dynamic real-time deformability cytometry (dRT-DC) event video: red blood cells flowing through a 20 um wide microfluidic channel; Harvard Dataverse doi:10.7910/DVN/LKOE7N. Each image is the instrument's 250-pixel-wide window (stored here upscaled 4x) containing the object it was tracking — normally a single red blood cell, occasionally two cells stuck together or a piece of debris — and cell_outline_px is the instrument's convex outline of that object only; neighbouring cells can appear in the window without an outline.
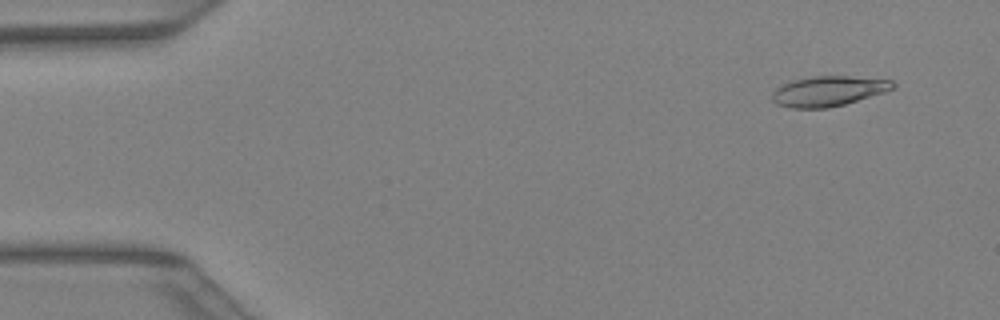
{"species": "Egyptian fruit bat (a non-hibernating species)", "species_latin": "Rousettus aegyptiacus", "temperature_condition": "warm", "stored_images_in_passage": 41, "camera_frame_rate_fps": 3000, "um_per_image_px": 0.085, "animal": {"sex": "female"}, "frame": {"image": 1, "passage_image": 3, "time_ms": 0.667, "image_size_px": [1000, 320], "cell_outline_px": [[896, 88], [884, 92], [844, 104], [828, 108], [792, 108], [776, 104], [772, 100], [772, 92], [776, 88], [792, 80], [812, 76], [848, 76], [892, 80], [896, 84]], "centroid_in_image_um": [70.41, 7.74], "position_along_channel_um": 14.6, "area_um2": 21.15}}
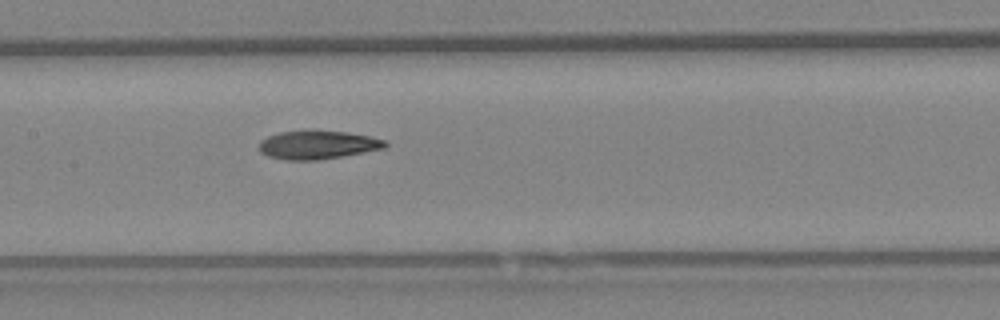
{"frame": {"image": 2, "passage_image": 20, "time_ms": 6.333, "image_size_px": [1000, 320], "cell_outline_px": [[388, 144], [384, 148], [364, 152], [316, 160], [288, 160], [268, 156], [260, 152], [260, 140], [268, 136], [280, 132], [312, 128], [348, 132], [388, 140]], "centroid_in_image_um": [27.0, 12.27], "position_along_channel_um": 180.4, "area_um2": 21.33}}
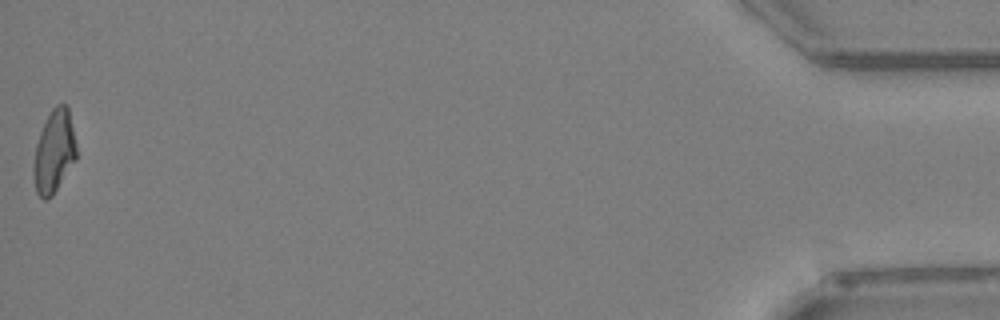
{"frame": {"image": 3, "passage_image": 41, "time_ms": 13.333, "image_size_px": [1000, 320], "cell_outline_px": [[76, 160], [52, 196], [48, 200], [44, 200], [36, 192], [32, 172], [32, 168], [36, 144], [40, 132], [52, 108], [56, 104], [68, 104], [76, 144]], "centroid_in_image_um": [4.59, 12.9], "position_along_channel_um": 430.6, "area_um2": 20.81}}